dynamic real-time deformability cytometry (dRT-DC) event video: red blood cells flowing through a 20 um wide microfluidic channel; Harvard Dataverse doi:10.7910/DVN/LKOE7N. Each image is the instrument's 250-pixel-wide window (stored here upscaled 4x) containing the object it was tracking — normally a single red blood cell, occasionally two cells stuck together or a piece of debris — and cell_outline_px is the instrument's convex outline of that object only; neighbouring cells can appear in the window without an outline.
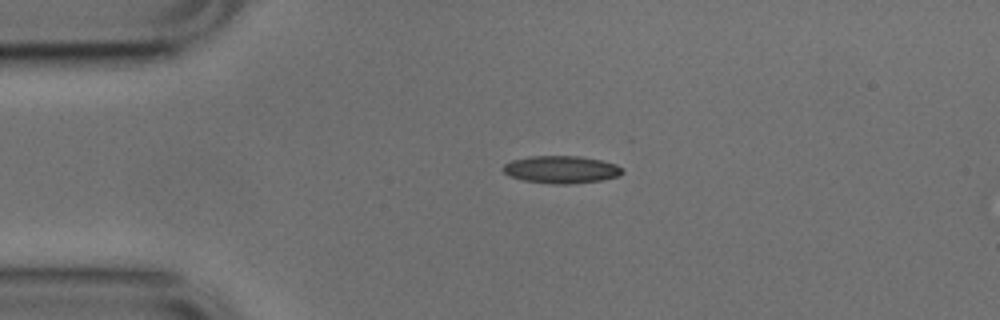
{"species": "common noctule bat (a hibernating species)", "species_latin": "Nyctalus noctula", "temperature_condition": "cold", "stored_images_in_passage": 3, "camera_frame_rate_fps": 3000, "um_per_image_px": 0.085, "animal": {"sex": "male", "body_mass_g": 17.9, "forearm_length_mm": 54.2}, "frame": {"image": 1, "passage_image": 2, "time_ms": 0.333, "image_size_px": [1000, 320], "cell_outline_px": [[624, 172], [620, 176], [600, 180], [572, 184], [552, 184], [524, 180], [508, 176], [500, 168], [504, 164], [512, 160], [528, 156], [580, 156], [600, 160], [616, 164], [624, 168]], "centroid_in_image_um": [47.7, 14.41], "position_along_channel_um": 37.3, "area_um2": 19.31}}